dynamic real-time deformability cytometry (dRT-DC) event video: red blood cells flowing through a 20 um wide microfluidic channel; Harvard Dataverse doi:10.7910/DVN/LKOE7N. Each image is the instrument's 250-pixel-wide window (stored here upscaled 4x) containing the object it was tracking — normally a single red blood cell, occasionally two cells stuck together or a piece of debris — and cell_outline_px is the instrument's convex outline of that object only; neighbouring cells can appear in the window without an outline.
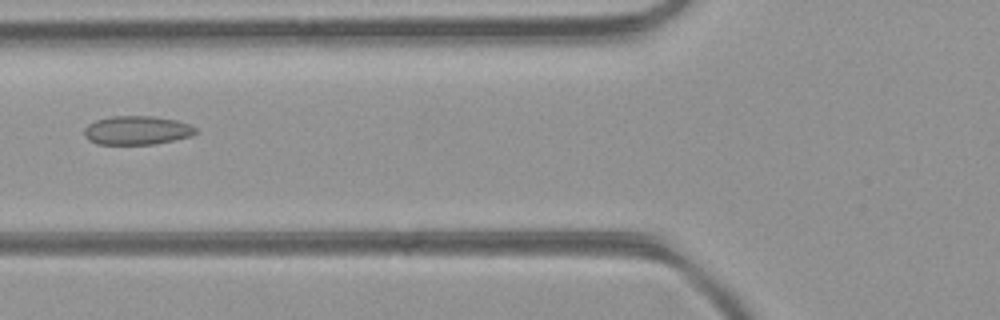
{"species": "common noctule bat (a hibernating species)", "species_latin": "Nyctalus noctula", "temperature_condition": "room temperature", "stored_images_in_passage": 42, "camera_frame_rate_fps": 3000, "um_per_image_px": 0.085, "animal": {"sex": "female", "body_mass_g": 21.9}, "frame": {"image": 1, "passage_image": 14, "time_ms": 4.333, "image_size_px": [1000, 320], "cell_outline_px": [[196, 132], [192, 136], [152, 144], [96, 144], [88, 140], [84, 136], [84, 128], [88, 124], [96, 120], [112, 116], [152, 116], [176, 120], [188, 124], [196, 128]], "centroid_in_image_um": [11.6, 11.07], "position_along_channel_um": 114.2, "area_um2": 18.61}}
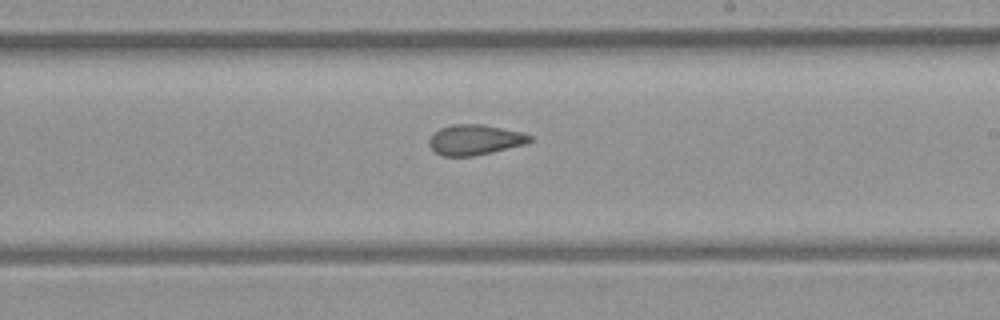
{"frame": {"image": 2, "passage_image": 23, "time_ms": 7.333, "image_size_px": [1000, 320], "cell_outline_px": [[532, 140], [524, 144], [492, 152], [472, 156], [440, 156], [428, 144], [428, 140], [440, 128], [452, 124], [484, 124], [520, 132], [532, 136]], "centroid_in_image_um": [40.34, 11.88], "position_along_channel_um": 248.7, "area_um2": 17.63}}
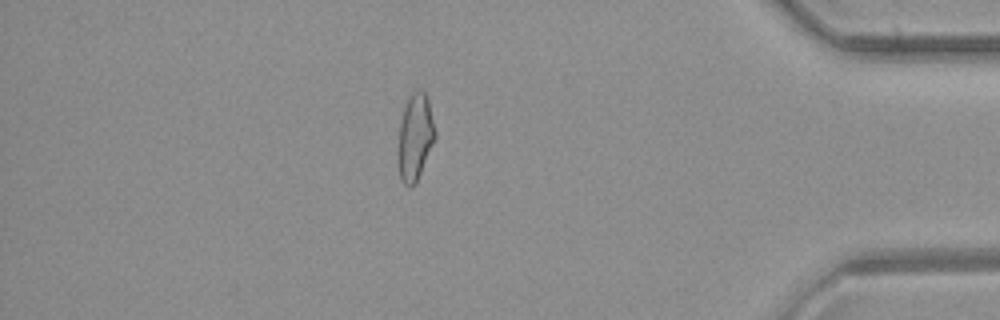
{"frame": {"image": 3, "passage_image": 36, "time_ms": 11.667, "image_size_px": [1000, 320], "cell_outline_px": [[436, 136], [420, 172], [412, 188], [408, 188], [400, 180], [400, 124], [404, 108], [412, 92], [424, 92], [428, 96], [436, 132]], "centroid_in_image_um": [35.32, 11.64], "position_along_channel_um": 399.9, "area_um2": 17.86}, "authors_computed_cell_mechanics": {"area_um2": 18.8428, "velocity_mm_per_s": 4.4735, "shape_relaxation_time_tau1_ms": null, "shape_relaxation_time_tau2_ms": 2.2796, "deformation_change_tau1": null, "deformation_change_tau2": 0.0717}}